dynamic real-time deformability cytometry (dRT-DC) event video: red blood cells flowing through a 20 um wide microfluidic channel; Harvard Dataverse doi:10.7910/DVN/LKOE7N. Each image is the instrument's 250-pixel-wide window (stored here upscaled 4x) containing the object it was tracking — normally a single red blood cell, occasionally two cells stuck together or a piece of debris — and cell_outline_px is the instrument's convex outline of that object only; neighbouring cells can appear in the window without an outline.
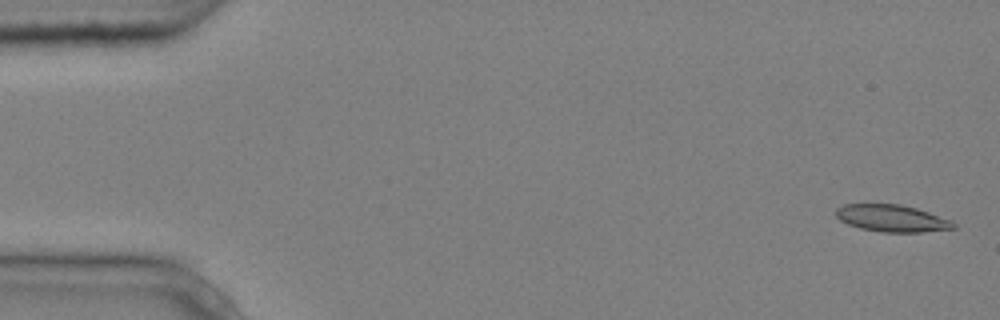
{"species": "common noctule bat (a hibernating species)", "species_latin": "Nyctalus noctula", "temperature_condition": "cold", "stored_images_in_passage": 5, "camera_frame_rate_fps": 3000, "um_per_image_px": 0.085, "animal": {"sex": "male", "body_mass_g": 20.4}, "frame": {"image": 1, "passage_image": 1, "time_ms": 0.0, "image_size_px": [1000, 320], "cell_outline_px": [[956, 228], [920, 232], [884, 232], [860, 228], [848, 224], [840, 220], [836, 216], [836, 208], [844, 204], [900, 204], [916, 208], [952, 220], [956, 224]], "centroid_in_image_um": [75.82, 18.55], "position_along_channel_um": 9.2, "area_um2": 18.44}}
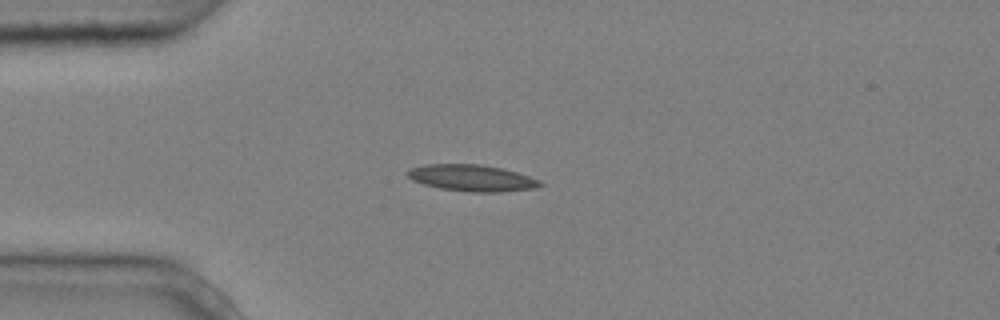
{"frame": {"image": 2, "passage_image": 4, "time_ms": 1.0, "image_size_px": [1000, 320], "cell_outline_px": [[544, 184], [536, 188], [500, 192], [472, 192], [440, 188], [424, 184], [412, 180], [408, 176], [408, 168], [424, 164], [480, 164], [500, 168], [516, 172], [540, 180]], "centroid_in_image_um": [40.1, 15.12], "position_along_channel_um": 44.9, "area_um2": 20.4}}
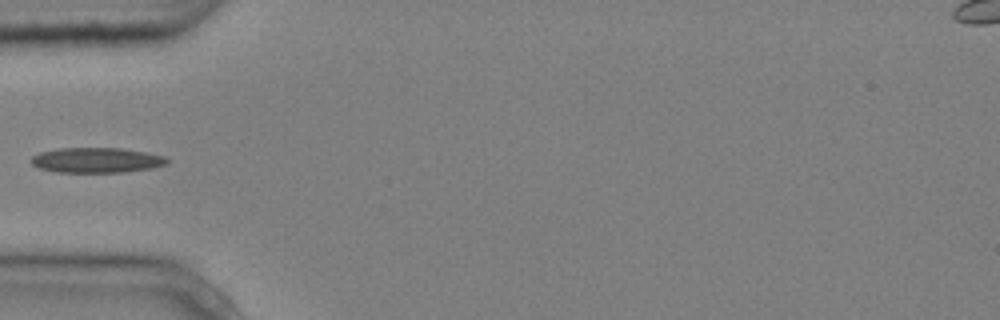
{"frame": {"image": 3, "passage_image": 5, "time_ms": 1.333, "image_size_px": [1000, 320], "cell_outline_px": [[172, 160], [168, 164], [152, 168], [124, 172], [56, 172], [36, 168], [28, 160], [32, 156], [40, 152], [60, 148], [124, 148], [164, 156]], "centroid_in_image_um": [8.2, 13.62], "position_along_channel_um": 76.8, "area_um2": 20.17}}